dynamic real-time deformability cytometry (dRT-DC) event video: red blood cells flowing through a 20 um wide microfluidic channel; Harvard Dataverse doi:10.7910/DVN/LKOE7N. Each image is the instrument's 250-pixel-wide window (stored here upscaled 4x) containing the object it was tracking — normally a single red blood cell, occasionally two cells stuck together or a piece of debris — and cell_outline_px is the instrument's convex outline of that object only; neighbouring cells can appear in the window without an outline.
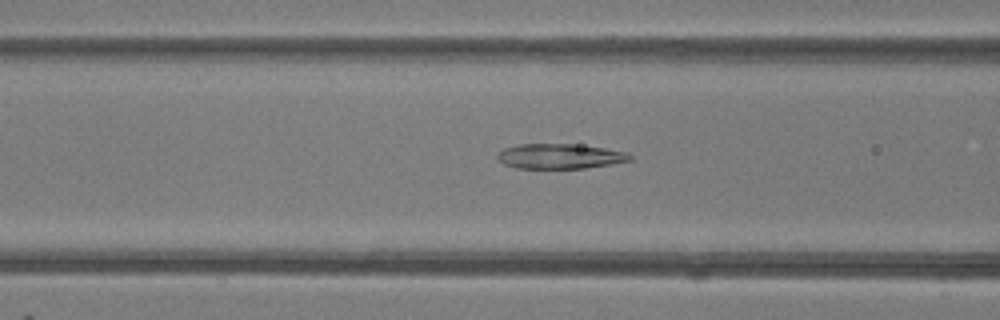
{"species": "common noctule bat (a hibernating species)", "species_latin": "Nyctalus noctula", "temperature_condition": "room temperature", "stored_images_in_passage": 48, "camera_frame_rate_fps": 3000, "um_per_image_px": 0.085, "animal": {"sex": "female"}, "frame": {"image": 1, "passage_image": 19, "time_ms": 6.0, "image_size_px": [1000, 320], "cell_outline_px": [[632, 160], [612, 164], [584, 168], [516, 168], [504, 164], [496, 156], [504, 148], [520, 144], [572, 144], [604, 148], [628, 152], [632, 156]], "centroid_in_image_um": [47.62, 13.28], "position_along_channel_um": 119.0, "area_um2": 19.19}}
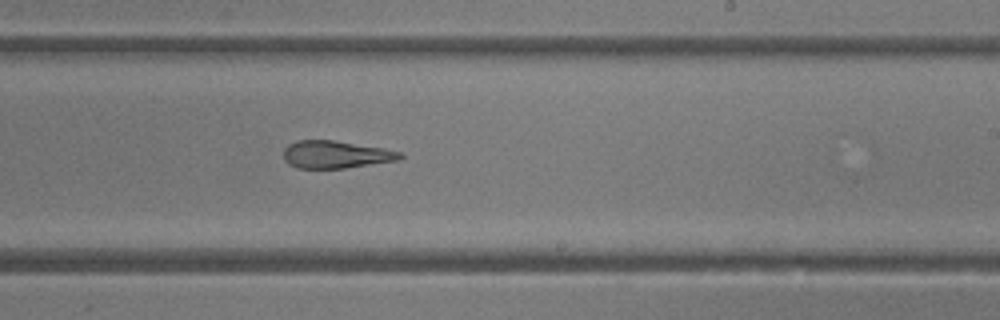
{"frame": {"image": 2, "passage_image": 29, "time_ms": 9.333, "image_size_px": [1000, 320], "cell_outline_px": [[404, 156], [400, 160], [344, 168], [296, 168], [288, 164], [284, 160], [284, 148], [288, 144], [296, 140], [332, 140], [384, 148], [400, 152]], "centroid_in_image_um": [28.52, 13.13], "position_along_channel_um": 260.5, "area_um2": 18.73}}
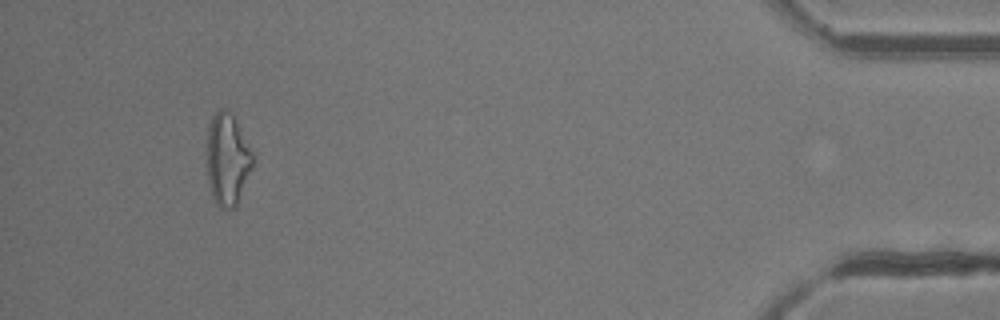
{"frame": {"image": 3, "passage_image": 45, "time_ms": 14.667, "image_size_px": [1000, 320], "cell_outline_px": [[256, 156], [252, 168], [236, 208], [220, 208], [216, 204], [212, 196], [208, 180], [208, 124], [212, 116], [220, 108], [228, 108], [232, 112]], "centroid_in_image_um": [19.37, 13.52], "position_along_channel_um": 415.8, "area_um2": 25.03}, "authors_computed_cell_mechanics": {"area_um2": 21.3571, "velocity_mm_per_s": 4.2517, "shape_relaxation_time_tau1_ms": null, "shape_relaxation_time_tau2_ms": 2.4893, "deformation_change_tau1": null, "deformation_change_tau2": 0.1153}}